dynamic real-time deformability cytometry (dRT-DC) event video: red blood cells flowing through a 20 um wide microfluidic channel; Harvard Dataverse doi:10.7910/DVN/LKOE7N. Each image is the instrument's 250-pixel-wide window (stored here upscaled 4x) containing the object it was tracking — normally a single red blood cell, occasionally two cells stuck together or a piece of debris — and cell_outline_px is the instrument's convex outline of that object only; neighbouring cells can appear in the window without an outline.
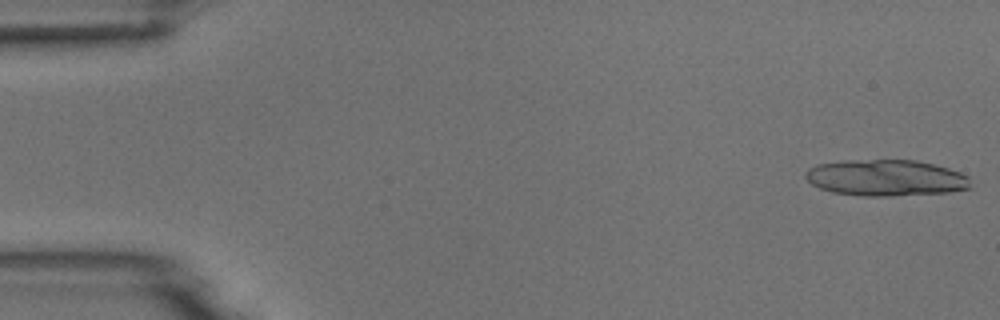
{"species": "common noctule bat (a hibernating species)", "species_latin": "Nyctalus noctula", "temperature_condition": "room temperature", "stored_images_in_passage": 5, "camera_frame_rate_fps": 3000, "um_per_image_px": 0.085, "animal": {"sex": "male", "body_mass_g": 18.8}, "frame": {"image": 1, "passage_image": 1, "time_ms": 0.0, "image_size_px": [1000, 320], "cell_outline_px": [[968, 188], [948, 192], [888, 196], [864, 196], [832, 192], [820, 188], [812, 184], [804, 176], [804, 172], [808, 168], [816, 164], [844, 160], [916, 160], [948, 168], [960, 172], [968, 176]], "centroid_in_image_um": [75.23, 15.11], "position_along_channel_um": 9.8, "area_um2": 34.8}}